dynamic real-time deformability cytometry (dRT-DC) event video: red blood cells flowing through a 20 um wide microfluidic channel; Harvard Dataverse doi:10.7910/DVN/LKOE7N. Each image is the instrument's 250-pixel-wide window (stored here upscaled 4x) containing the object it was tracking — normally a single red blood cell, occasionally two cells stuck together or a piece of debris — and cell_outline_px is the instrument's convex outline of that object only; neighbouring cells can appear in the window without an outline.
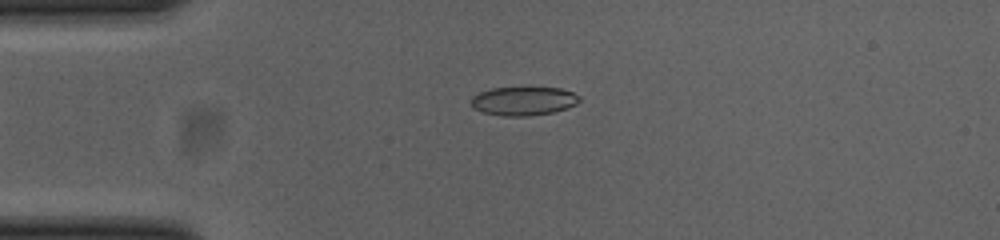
{"species": "common noctule bat (a hibernating species)", "species_latin": "Nyctalus noctula", "temperature_condition": "cold", "stored_images_in_passage": 41, "camera_frame_rate_fps": 3000, "um_per_image_px": 0.085, "animal": {"sex": "female", "body_mass_g": 23.0, "forearm_length_mm": 53.4}, "frame": {"image": 1, "passage_image": 1, "time_ms": 0.0, "image_size_px": [1000, 240], "cell_outline_px": [[580, 100], [576, 104], [568, 108], [552, 112], [528, 116], [500, 116], [484, 112], [476, 108], [472, 104], [472, 96], [480, 92], [492, 88], [560, 88], [572, 92], [580, 96]], "centroid_in_image_um": [44.53, 8.59], "position_along_channel_um": 40.5, "area_um2": 17.92}}
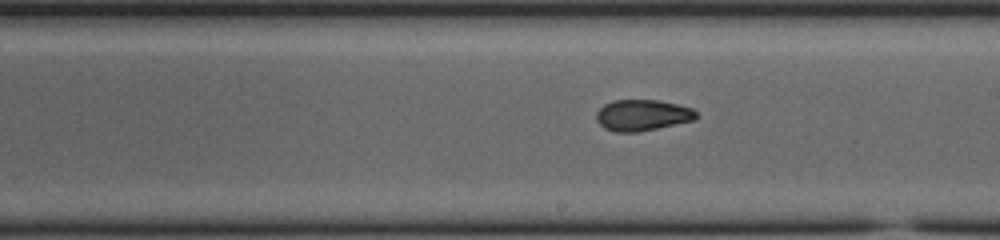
{"frame": {"image": 2, "passage_image": 18, "time_ms": 5.667, "image_size_px": [1000, 240], "cell_outline_px": [[700, 116], [696, 120], [636, 132], [616, 132], [604, 128], [596, 120], [596, 112], [604, 104], [612, 100], [660, 100], [692, 108]], "centroid_in_image_um": [54.61, 9.78], "position_along_channel_um": 234.4, "area_um2": 18.21}}
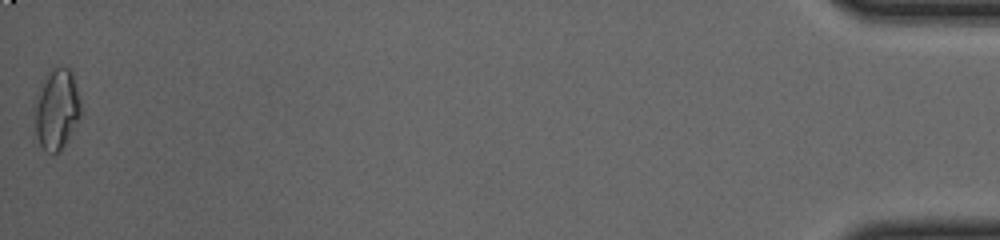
{"frame": {"image": 3, "passage_image": 41, "time_ms": 13.333, "image_size_px": [1000, 240], "cell_outline_px": [[84, 112], [68, 140], [60, 152], [48, 152], [40, 144], [36, 136], [32, 108], [40, 84], [56, 68], [68, 68], [72, 72]], "centroid_in_image_um": [4.83, 9.34], "position_along_channel_um": 430.4, "area_um2": 22.08}, "authors_computed_cell_mechanics": {"area_um2": 18.496, "velocity_mm_per_s": 3.8654, "shape_relaxation_time_tau1_ms": null, "shape_relaxation_time_tau2_ms": 2.5242, "deformation_change_tau1": null, "deformation_change_tau2": 0.0742}}